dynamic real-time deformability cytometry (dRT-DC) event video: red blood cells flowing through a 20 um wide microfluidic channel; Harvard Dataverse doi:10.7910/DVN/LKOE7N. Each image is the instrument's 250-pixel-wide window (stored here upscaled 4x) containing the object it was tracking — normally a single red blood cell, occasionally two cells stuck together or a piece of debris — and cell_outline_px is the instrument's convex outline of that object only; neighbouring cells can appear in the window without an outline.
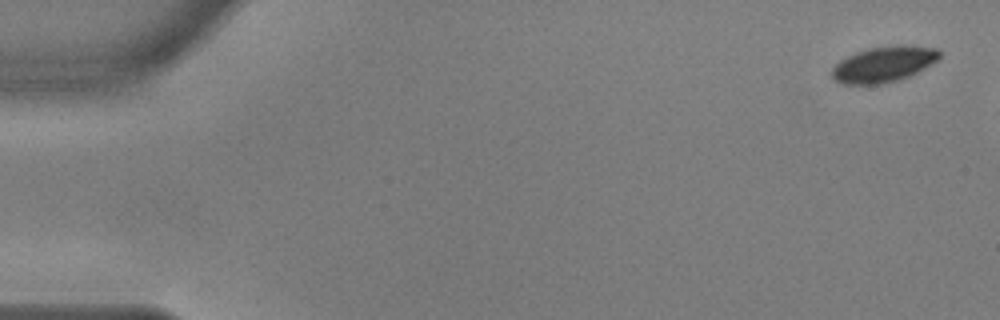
{"species": "common noctule bat (a hibernating species)", "species_latin": "Nyctalus noctula", "temperature_condition": "warm", "stored_images_in_passage": 7, "camera_frame_rate_fps": 3000, "um_per_image_px": 0.085, "animal": {"sex": "male", "body_mass_g": 17.9, "forearm_length_mm": 54.2}, "frame": {"image": 1, "passage_image": 1, "time_ms": 0.0, "image_size_px": [1000, 320], "cell_outline_px": [[940, 56], [932, 64], [900, 80], [880, 84], [844, 84], [836, 80], [832, 76], [832, 68], [840, 60], [856, 52], [868, 48], [936, 48], [940, 52]], "centroid_in_image_um": [75.05, 5.52], "position_along_channel_um": 10.0, "area_um2": 21.27}}